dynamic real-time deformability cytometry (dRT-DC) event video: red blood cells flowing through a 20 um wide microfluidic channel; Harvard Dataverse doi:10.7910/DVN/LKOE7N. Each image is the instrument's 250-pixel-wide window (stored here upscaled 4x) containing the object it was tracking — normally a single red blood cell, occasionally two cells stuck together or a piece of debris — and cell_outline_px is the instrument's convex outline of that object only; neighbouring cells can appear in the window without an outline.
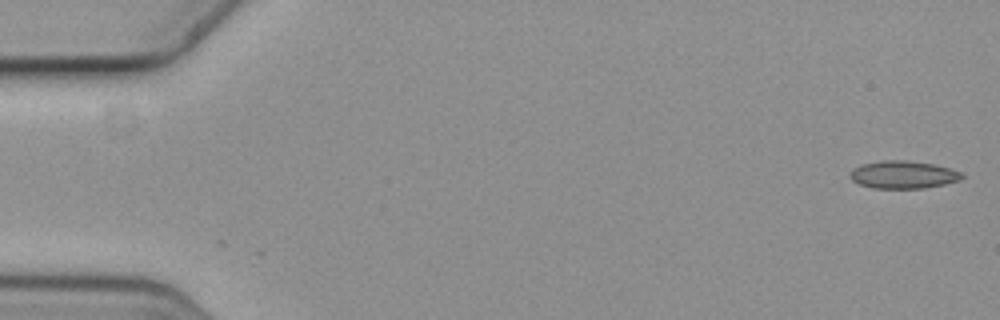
{"species": "common noctule bat (a hibernating species)", "species_latin": "Nyctalus noctula", "temperature_condition": "cold", "stored_images_in_passage": 8, "camera_frame_rate_fps": 3000, "um_per_image_px": 0.085, "animal": {"sex": "female", "body_mass_g": 19.3, "forearm_length_mm": 54.1}, "frame": {"image": 1, "passage_image": 1, "time_ms": 0.0, "image_size_px": [1000, 320], "cell_outline_px": [[964, 176], [960, 180], [944, 184], [924, 188], [872, 188], [860, 184], [852, 180], [848, 176], [860, 164], [880, 160], [904, 160], [932, 164], [948, 168], [960, 172]], "centroid_in_image_um": [76.75, 14.85], "position_along_channel_um": 8.3, "area_um2": 17.86}}
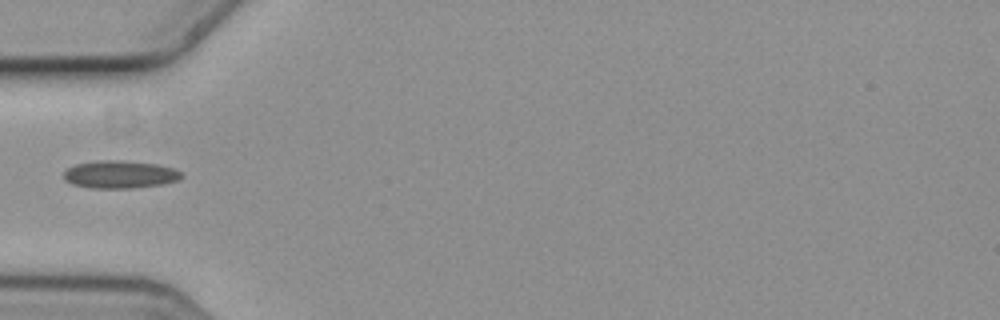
{"frame": {"image": 2, "passage_image": 5, "time_ms": 1.333, "image_size_px": [1000, 320], "cell_outline_px": [[184, 176], [180, 180], [164, 184], [132, 188], [92, 188], [72, 184], [64, 180], [64, 172], [68, 168], [76, 164], [100, 160], [124, 160], [156, 164], [172, 168], [180, 172]], "centroid_in_image_um": [10.21, 14.83], "position_along_channel_um": 74.8, "area_um2": 19.07}}
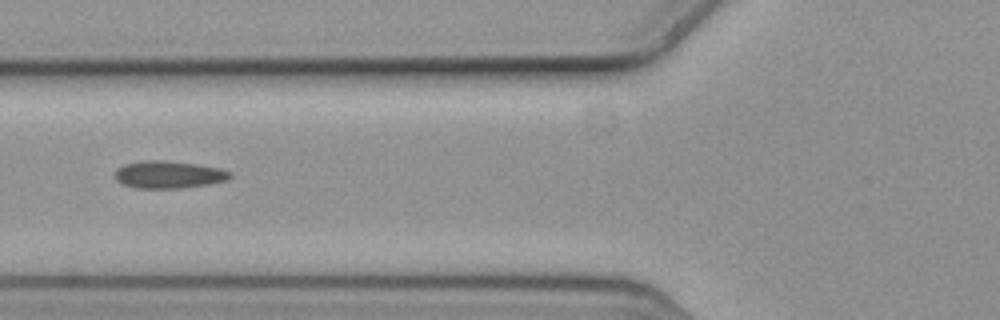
{"frame": {"image": 3, "passage_image": 6, "time_ms": 1.667, "image_size_px": [1000, 320], "cell_outline_px": [[232, 176], [228, 180], [208, 184], [180, 188], [136, 188], [120, 184], [116, 180], [116, 172], [124, 164], [144, 160], [164, 160], [196, 164], [220, 168], [232, 172]], "centroid_in_image_um": [14.36, 14.84], "position_along_channel_um": 111.4, "area_um2": 18.38}}